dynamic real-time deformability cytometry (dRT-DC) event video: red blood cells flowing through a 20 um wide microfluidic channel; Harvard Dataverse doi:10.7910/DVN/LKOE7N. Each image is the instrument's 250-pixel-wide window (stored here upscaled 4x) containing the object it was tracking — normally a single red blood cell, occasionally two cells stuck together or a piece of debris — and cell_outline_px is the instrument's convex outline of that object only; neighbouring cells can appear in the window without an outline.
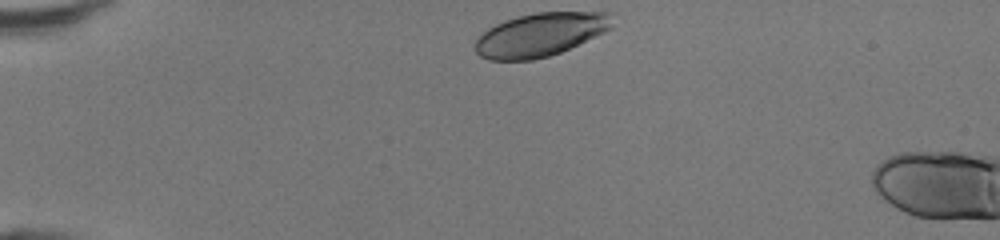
{"species": "human", "species_latin": "Homo sapiens", "temperature_condition": "room temperature", "stored_images_in_passage": 4, "camera_frame_rate_fps": 3000, "um_per_image_px": 0.085, "donor": {"sex": "female"}, "frame": {"image": 1, "passage_image": 1, "time_ms": 0.0, "image_size_px": [1000, 240], "cell_outline_px": [[612, 28], [604, 32], [560, 52], [548, 56], [532, 60], [488, 60], [480, 56], [476, 52], [476, 40], [488, 28], [504, 20], [536, 12], [612, 12]], "centroid_in_image_um": [45.93, 2.94], "position_along_channel_um": 39.1, "area_um2": 34.45}}